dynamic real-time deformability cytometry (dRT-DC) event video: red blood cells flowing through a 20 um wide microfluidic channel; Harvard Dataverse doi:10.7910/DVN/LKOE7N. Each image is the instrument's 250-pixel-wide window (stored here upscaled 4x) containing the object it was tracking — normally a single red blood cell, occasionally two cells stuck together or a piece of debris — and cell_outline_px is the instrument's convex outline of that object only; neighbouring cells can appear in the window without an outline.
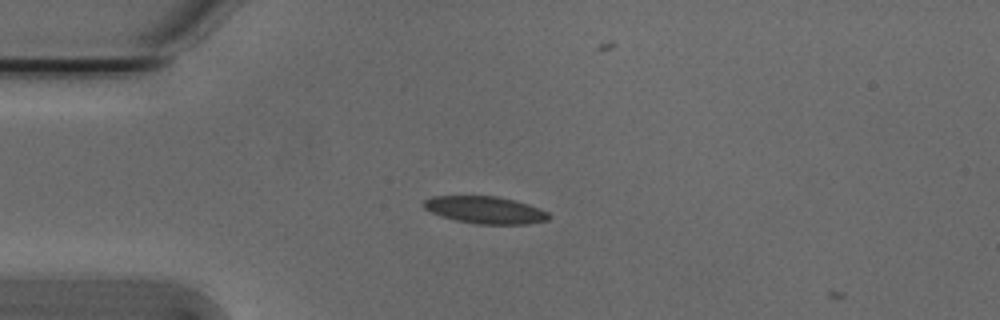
{"species": "Egyptian fruit bat (a non-hibernating species)", "species_latin": "Rousettus aegyptiacus", "temperature_condition": "cold", "stored_images_in_passage": 2, "camera_frame_rate_fps": 3000, "um_per_image_px": 0.085, "animal": {"sex": "male"}, "frame": {"image": 1, "passage_image": 1, "time_ms": 0.0, "image_size_px": [1000, 320], "cell_outline_px": [[552, 216], [548, 220], [528, 224], [476, 224], [456, 220], [440, 216], [424, 208], [424, 200], [432, 196], [496, 196], [528, 204], [548, 212]], "centroid_in_image_um": [41.25, 17.85], "position_along_channel_um": 43.7, "area_um2": 19.77}}